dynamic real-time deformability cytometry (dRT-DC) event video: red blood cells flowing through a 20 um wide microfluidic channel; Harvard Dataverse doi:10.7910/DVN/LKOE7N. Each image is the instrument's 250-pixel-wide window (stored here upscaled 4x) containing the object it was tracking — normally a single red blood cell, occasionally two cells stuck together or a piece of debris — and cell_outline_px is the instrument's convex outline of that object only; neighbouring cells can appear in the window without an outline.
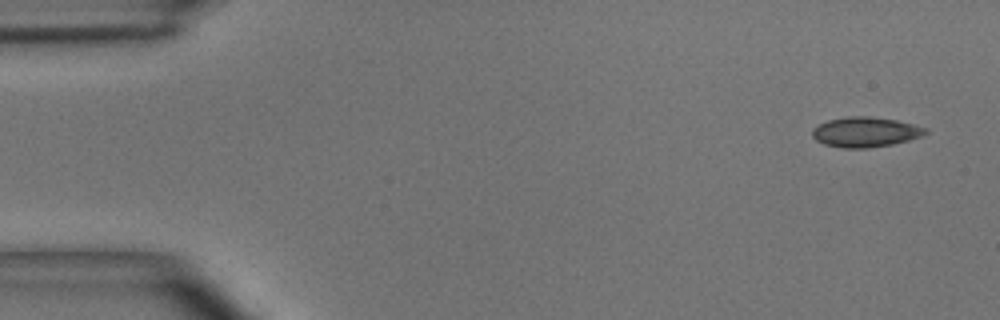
{"species": "common noctule bat (a hibernating species)", "species_latin": "Nyctalus noctula", "temperature_condition": "room temperature", "stored_images_in_passage": 4, "camera_frame_rate_fps": 3000, "um_per_image_px": 0.085, "animal": {"sex": "male", "body_mass_g": 15.6}, "frame": {"image": 1, "passage_image": 1, "time_ms": 0.0, "image_size_px": [1000, 320], "cell_outline_px": [[928, 132], [924, 136], [892, 144], [868, 148], [840, 148], [824, 144], [816, 140], [812, 136], [812, 128], [828, 120], [848, 116], [868, 116], [896, 120], [928, 128]], "centroid_in_image_um": [73.56, 11.23], "position_along_channel_um": 11.4, "area_um2": 19.88}}
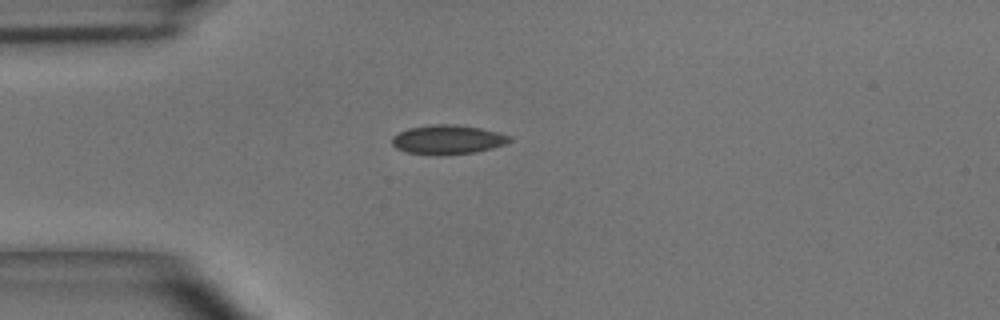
{"frame": {"image": 2, "passage_image": 4, "time_ms": 1.0, "image_size_px": [1000, 320], "cell_outline_px": [[512, 140], [504, 144], [492, 148], [472, 152], [440, 156], [436, 156], [408, 152], [396, 148], [392, 144], [392, 136], [408, 128], [432, 124], [456, 124], [480, 128], [512, 136]], "centroid_in_image_um": [38.03, 11.87], "position_along_channel_um": 47.0, "area_um2": 20.06}}